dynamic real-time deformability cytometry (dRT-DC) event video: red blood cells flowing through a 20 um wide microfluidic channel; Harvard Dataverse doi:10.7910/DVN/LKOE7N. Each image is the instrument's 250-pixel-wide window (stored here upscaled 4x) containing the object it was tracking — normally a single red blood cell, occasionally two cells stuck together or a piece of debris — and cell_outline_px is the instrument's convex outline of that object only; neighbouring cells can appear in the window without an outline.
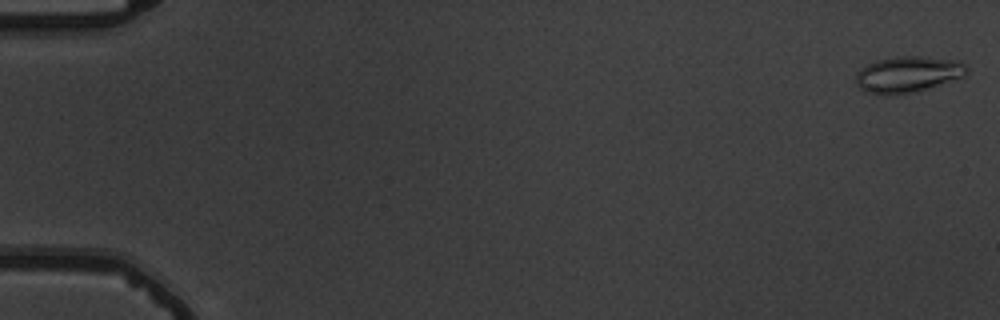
{"species": "common noctule bat (a hibernating species)", "species_latin": "Nyctalus noctula", "temperature_condition": "warm", "stored_images_in_passage": 13, "camera_frame_rate_fps": 3000, "um_per_image_px": 0.085, "animal": {"sex": "male", "body_mass_g": 19.5, "forearm_length_mm": 54.6}, "frame": {"image": 1, "passage_image": 1, "time_ms": 0.0, "image_size_px": [1000, 320], "cell_outline_px": [[968, 72], [964, 76], [916, 92], [896, 96], [884, 96], [864, 92], [856, 84], [856, 72], [860, 68], [876, 60], [896, 56], [920, 56], [956, 60], [964, 64], [968, 68]], "centroid_in_image_um": [77.12, 6.34], "position_along_channel_um": 7.9, "area_um2": 23.76}}